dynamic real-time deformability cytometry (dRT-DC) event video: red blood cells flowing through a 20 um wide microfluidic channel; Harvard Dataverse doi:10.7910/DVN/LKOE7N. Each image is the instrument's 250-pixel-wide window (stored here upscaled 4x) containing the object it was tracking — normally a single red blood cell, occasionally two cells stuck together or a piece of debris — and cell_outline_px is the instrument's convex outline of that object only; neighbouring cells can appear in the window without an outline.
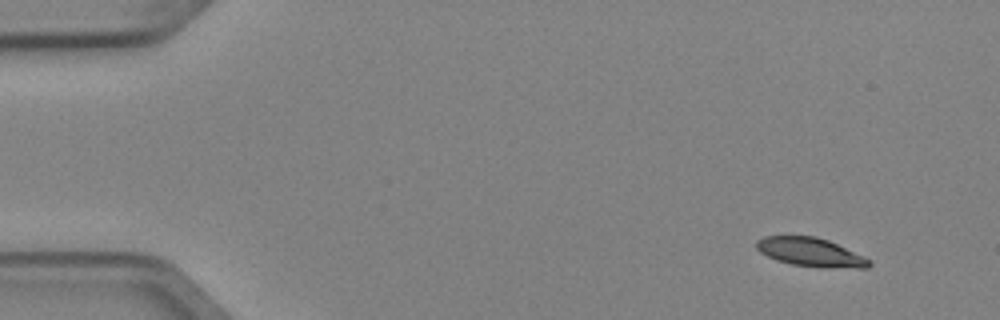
{"species": "Egyptian fruit bat (a non-hibernating species)", "species_latin": "Rousettus aegyptiacus", "temperature_condition": "cold", "stored_images_in_passage": 5, "segment_of_instrument_passage": [1, 2], "camera_frame_rate_fps": 3000, "um_per_image_px": 0.085, "animal": {"sex": "female"}, "frame": {"image": 1, "passage_image": 1, "time_ms": 0.0, "image_size_px": [1000, 320], "cell_outline_px": [[872, 264], [868, 268], [824, 268], [792, 264], [776, 260], [760, 252], [756, 248], [756, 240], [764, 236], [816, 236], [828, 240], [864, 256]], "centroid_in_image_um": [68.9, 21.44], "position_along_channel_um": 16.1, "area_um2": 18.9}}
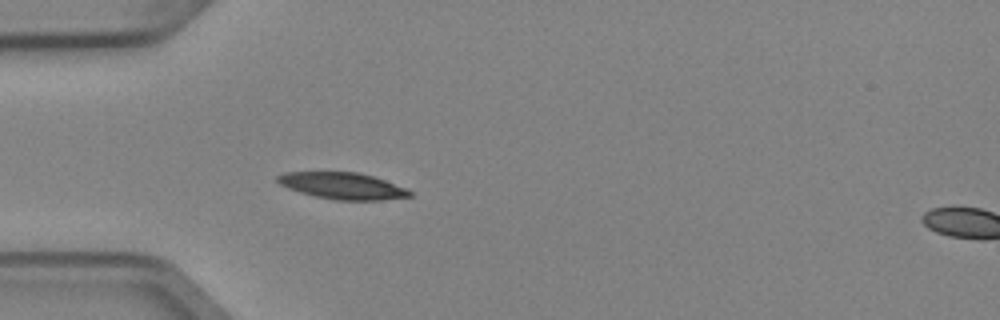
{"frame": {"image": 2, "passage_image": 4, "time_ms": 1.0, "image_size_px": [1000, 320], "cell_outline_px": [[412, 196], [384, 200], [332, 200], [300, 192], [288, 188], [280, 184], [276, 180], [276, 176], [284, 172], [356, 172], [372, 176], [384, 180], [404, 188], [412, 192]], "centroid_in_image_um": [29.08, 15.8], "position_along_channel_um": 55.9, "area_um2": 20.35}}